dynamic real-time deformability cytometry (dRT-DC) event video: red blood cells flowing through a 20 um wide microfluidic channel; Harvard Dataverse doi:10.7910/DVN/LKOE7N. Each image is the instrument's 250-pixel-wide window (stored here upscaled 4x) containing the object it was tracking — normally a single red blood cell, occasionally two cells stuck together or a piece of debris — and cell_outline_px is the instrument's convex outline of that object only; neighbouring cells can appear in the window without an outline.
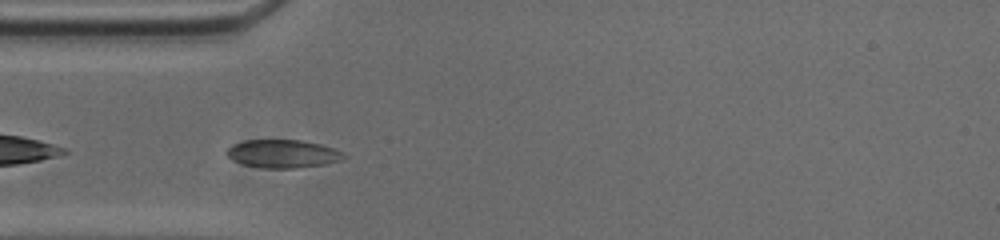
{"species": "common noctule bat (a hibernating species)", "species_latin": "Nyctalus noctula", "temperature_condition": "cold", "stored_images_in_passage": 28, "camera_frame_rate_fps": 3000, "um_per_image_px": 0.085, "animal": {"sex": "male", "body_mass_g": 20.0, "forearm_length_mm": 53.3}, "frame": {"image": 1, "passage_image": 1, "time_ms": 0.0, "image_size_px": [1000, 240], "cell_outline_px": [[344, 156], [340, 160], [324, 164], [296, 168], [264, 168], [244, 164], [232, 160], [224, 152], [232, 144], [244, 140], [300, 140], [320, 144], [332, 148], [340, 152]], "centroid_in_image_um": [23.96, 13.06], "position_along_channel_um": 61.0, "area_um2": 18.96}}
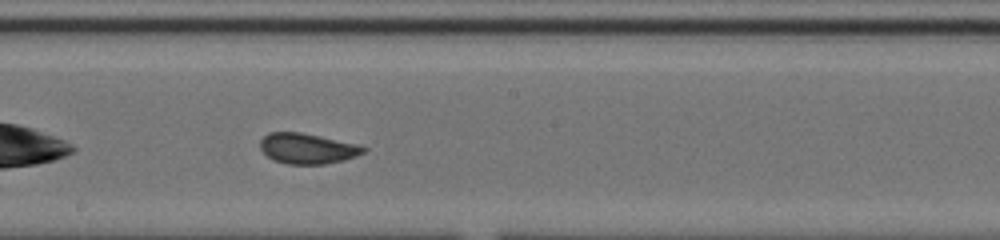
{"frame": {"image": 2, "passage_image": 14, "time_ms": 4.333, "image_size_px": [1000, 240], "cell_outline_px": [[368, 148], [364, 152], [356, 156], [344, 160], [324, 164], [288, 164], [272, 160], [260, 148], [260, 140], [268, 132], [300, 132], [360, 144]], "centroid_in_image_um": [26.14, 12.62], "position_along_channel_um": 222.1, "area_um2": 18.44}}
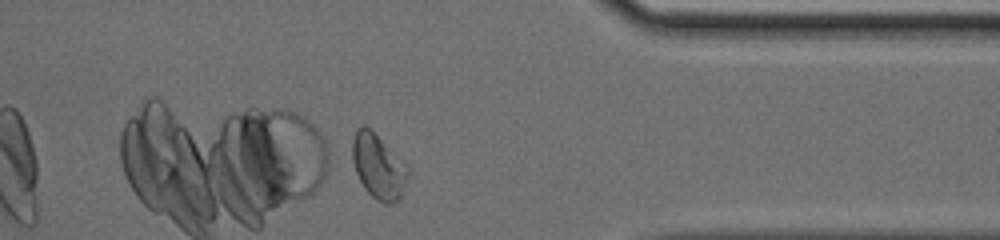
{"frame": {"image": 3, "passage_image": 28, "time_ms": 9.0, "image_size_px": [1000, 240], "cell_outline_px": [[408, 172], [400, 196], [392, 204], [388, 204], [376, 200], [364, 188], [356, 172], [352, 160], [352, 140], [356, 128], [360, 124], [364, 124], [408, 168]], "centroid_in_image_um": [32.09, 14.15], "position_along_channel_um": 379.3, "area_um2": 20.11}, "authors_computed_cell_mechanics": {"area_um2": 18.2937, "velocity_mm_per_s": 3.7159, "shape_relaxation_time_tau1_ms": 4.2157, "shape_relaxation_time_tau2_ms": null, "deformation_change_tau1": 0.133, "deformation_change_tau2": null}}